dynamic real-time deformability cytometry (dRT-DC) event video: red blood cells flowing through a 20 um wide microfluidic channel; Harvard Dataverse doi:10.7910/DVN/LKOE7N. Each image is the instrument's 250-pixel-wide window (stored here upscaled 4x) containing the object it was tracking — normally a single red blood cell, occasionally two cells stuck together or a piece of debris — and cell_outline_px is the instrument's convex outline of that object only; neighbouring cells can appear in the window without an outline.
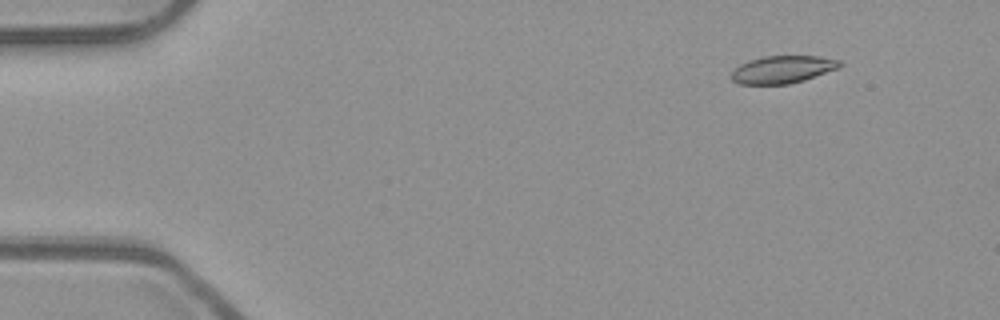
{"species": "common noctule bat (a hibernating species)", "species_latin": "Nyctalus noctula", "temperature_condition": "room temperature", "stored_images_in_passage": 12, "camera_frame_rate_fps": 3000, "um_per_image_px": 0.085, "animal": {"sex": "male", "body_mass_g": 23.1, "forearm_length_mm": 52.7}, "frame": {"image": 1, "passage_image": 6, "time_ms": 1.667, "image_size_px": [1000, 320], "cell_outline_px": [[844, 64], [840, 68], [804, 80], [788, 84], [740, 84], [732, 80], [728, 76], [740, 64], [748, 60], [764, 56], [820, 56], [840, 60]], "centroid_in_image_um": [66.54, 5.9], "position_along_channel_um": 18.5, "area_um2": 17.57}}